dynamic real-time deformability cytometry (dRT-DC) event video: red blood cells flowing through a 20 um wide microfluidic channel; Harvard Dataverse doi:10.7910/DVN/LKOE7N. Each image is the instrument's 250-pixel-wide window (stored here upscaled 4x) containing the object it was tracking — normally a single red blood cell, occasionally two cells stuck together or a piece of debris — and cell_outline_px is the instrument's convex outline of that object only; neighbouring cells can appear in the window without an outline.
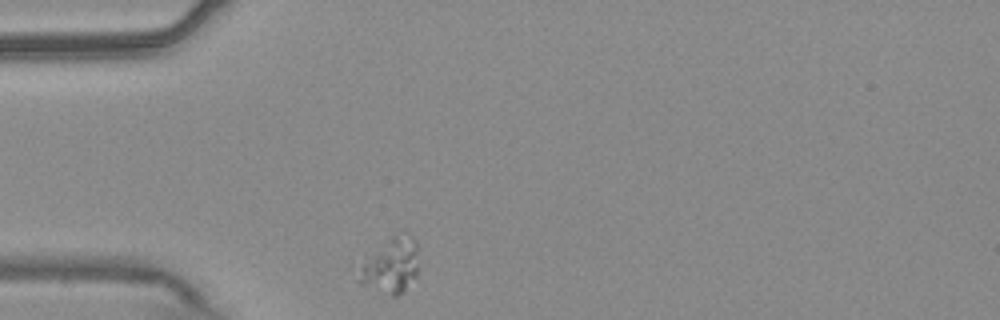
{"species": "common noctule bat (a hibernating species)", "species_latin": "Nyctalus noctula", "temperature_condition": "warm", "stored_images_in_passage": 33, "camera_frame_rate_fps": 3000, "um_per_image_px": 0.085, "animal": {"sex": "male", "body_mass_g": 20.4}, "frame": {"image": 1, "passage_image": 1, "time_ms": 0.0, "image_size_px": [1000, 320], "cell_outline_px": [[416, 276], [396, 296], [392, 296], [380, 292], [360, 284], [356, 280], [364, 264], [392, 236], [412, 236], [416, 240]], "centroid_in_image_um": [33.23, 22.64], "position_along_channel_um": 51.8, "area_um2": 17.86}}
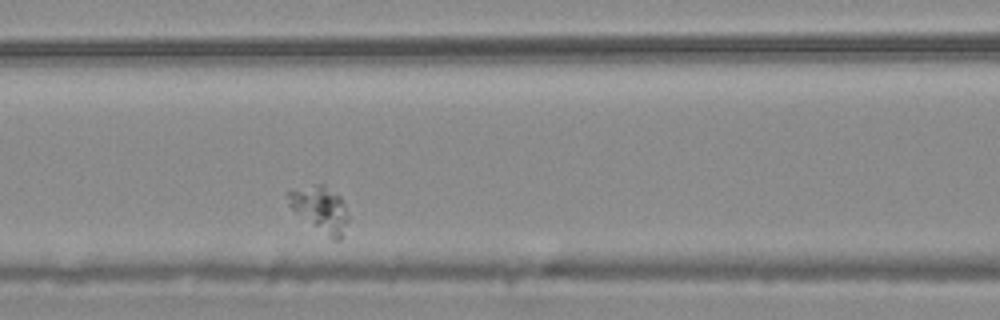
{"frame": {"image": 2, "passage_image": 10, "time_ms": 3.0, "image_size_px": [1000, 320], "cell_outline_px": [[348, 220], [340, 240], [332, 240], [296, 212], [288, 204], [284, 192], [292, 188], [316, 184], [324, 184], [340, 196], [344, 204], [348, 216]], "centroid_in_image_um": [27.18, 17.72], "position_along_channel_um": 139.4, "area_um2": 16.01}}
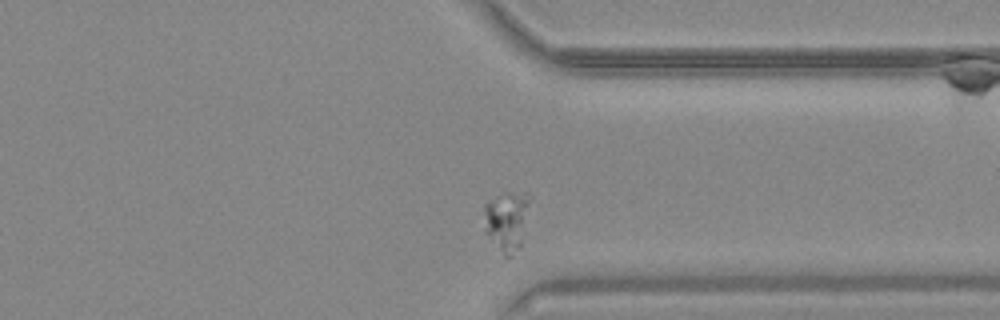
{"frame": {"image": 3, "passage_image": 30, "time_ms": 9.667, "image_size_px": [1000, 320], "cell_outline_px": [[532, 196], [520, 244], [512, 256], [504, 256], [488, 236], [484, 228], [484, 204], [488, 200], [504, 192], [524, 192]], "centroid_in_image_um": [43.07, 18.7], "position_along_channel_um": 368.3, "area_um2": 16.01}}